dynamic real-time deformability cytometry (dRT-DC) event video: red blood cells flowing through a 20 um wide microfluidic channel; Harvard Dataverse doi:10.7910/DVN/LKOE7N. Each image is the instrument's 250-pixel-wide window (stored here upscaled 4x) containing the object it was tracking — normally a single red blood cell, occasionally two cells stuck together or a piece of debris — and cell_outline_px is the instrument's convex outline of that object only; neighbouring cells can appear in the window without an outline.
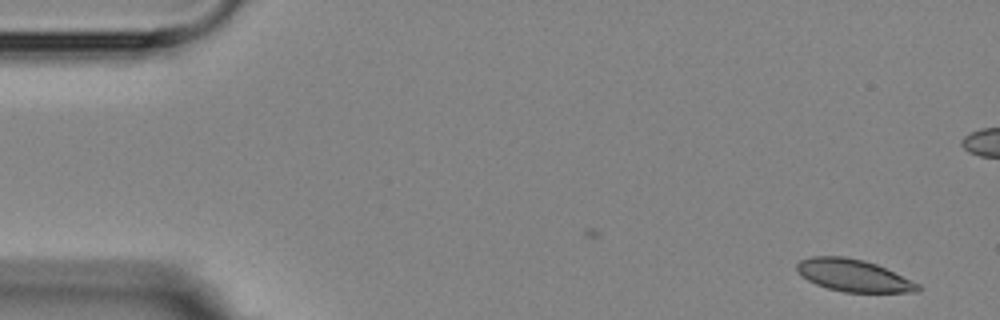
{"species": "Egyptian fruit bat (a non-hibernating species)", "species_latin": "Rousettus aegyptiacus", "temperature_condition": "room temperature", "stored_images_in_passage": 7, "camera_frame_rate_fps": 3000, "um_per_image_px": 0.085, "animal": {"sex": "female"}, "frame": {"image": 1, "passage_image": 1, "time_ms": 0.0, "image_size_px": [1000, 320], "cell_outline_px": [[920, 292], [844, 292], [828, 288], [816, 284], [800, 276], [796, 272], [796, 264], [800, 260], [812, 256], [844, 256], [864, 260], [876, 264], [920, 284]], "centroid_in_image_um": [72.51, 23.41], "position_along_channel_um": 12.5, "area_um2": 22.72}}
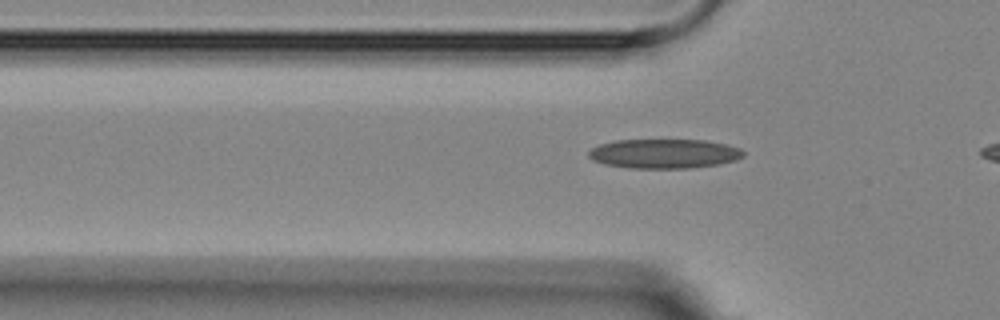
{"frame": {"image": 2, "passage_image": 6, "time_ms": 7.0, "image_size_px": [1000, 320], "cell_outline_px": [[744, 156], [736, 160], [720, 164], [692, 168], [632, 168], [604, 164], [592, 160], [588, 156], [588, 152], [592, 148], [600, 144], [616, 140], [704, 140], [728, 144], [740, 148], [744, 152]], "centroid_in_image_um": [56.48, 13.06], "position_along_channel_um": 69.3, "area_um2": 26.65}}